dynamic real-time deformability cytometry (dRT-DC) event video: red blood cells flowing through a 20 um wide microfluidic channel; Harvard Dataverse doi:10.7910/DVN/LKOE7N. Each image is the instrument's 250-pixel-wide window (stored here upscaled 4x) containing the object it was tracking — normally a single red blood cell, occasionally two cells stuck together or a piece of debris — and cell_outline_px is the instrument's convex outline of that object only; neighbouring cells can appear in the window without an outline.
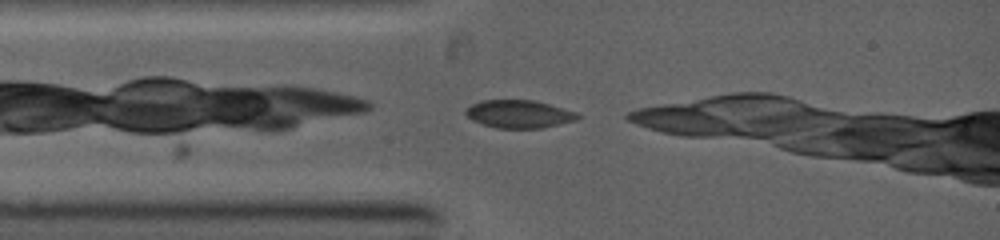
{"species": "common noctule bat (a hibernating species)", "species_latin": "Nyctalus noctula", "temperature_condition": "warm", "stored_images_in_passage": 6, "camera_frame_rate_fps": 5000, "um_per_image_px": 0.085, "animal": {"sex": "female", "body_mass_g": 19.0, "forearm_length_mm": 53.3}, "frame": {"image": 1, "passage_image": 1, "time_ms": 0.0, "image_size_px": [1000, 240], "cell_outline_px": [[580, 116], [576, 120], [544, 128], [496, 128], [472, 120], [464, 112], [464, 108], [480, 100], [532, 100], [548, 104], [576, 112]], "centroid_in_image_um": [44.08, 9.69], "position_along_channel_um": 40.9, "area_um2": 18.15}}
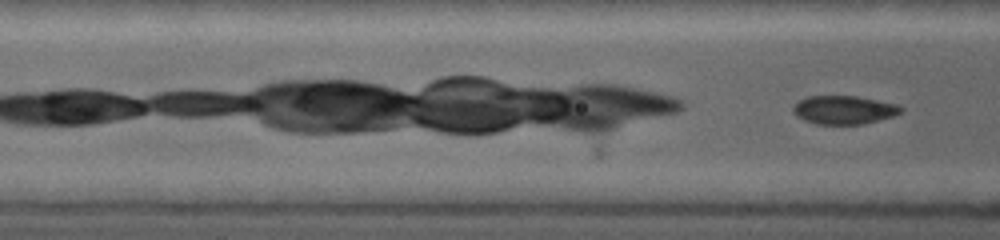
{"frame": {"image": 2, "passage_image": 6, "time_ms": 1.2, "image_size_px": [1000, 240], "cell_outline_px": [[904, 108], [900, 112], [892, 116], [864, 124], [816, 124], [804, 120], [796, 116], [792, 112], [792, 108], [800, 100], [808, 96], [856, 96], [896, 104]], "centroid_in_image_um": [71.7, 9.34], "position_along_channel_um": 94.9, "area_um2": 17.74}}